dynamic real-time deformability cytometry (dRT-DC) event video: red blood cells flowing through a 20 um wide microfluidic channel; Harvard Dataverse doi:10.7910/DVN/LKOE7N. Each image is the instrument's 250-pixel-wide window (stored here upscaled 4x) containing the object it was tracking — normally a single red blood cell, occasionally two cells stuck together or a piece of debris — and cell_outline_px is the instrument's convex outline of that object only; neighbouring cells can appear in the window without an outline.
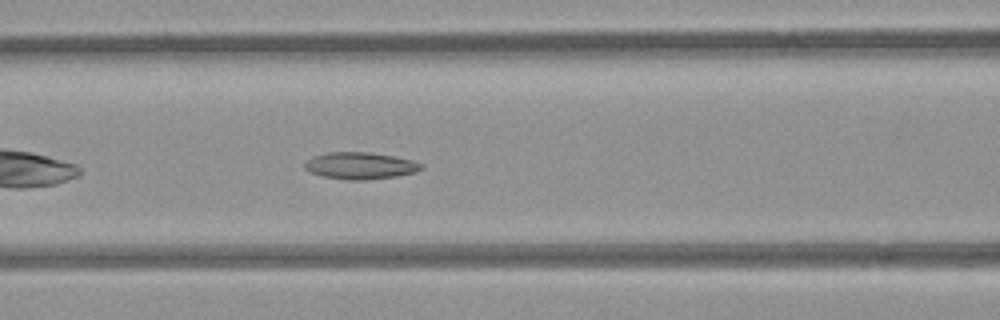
{"species": "common noctule bat (a hibernating species)", "species_latin": "Nyctalus noctula", "temperature_condition": "room temperature", "stored_images_in_passage": 40, "camera_frame_rate_fps": 3000, "um_per_image_px": 0.085, "animal": {"sex": "female", "body_mass_g": 21.9}, "frame": {"image": 1, "passage_image": 9, "time_ms": 2.667, "image_size_px": [1000, 320], "cell_outline_px": [[424, 168], [416, 172], [396, 176], [368, 180], [348, 180], [324, 176], [308, 172], [304, 168], [304, 164], [312, 156], [328, 152], [368, 152], [396, 156], [412, 160], [424, 164]], "centroid_in_image_um": [30.64, 14.08], "position_along_channel_um": 136.0, "area_um2": 18.44}}
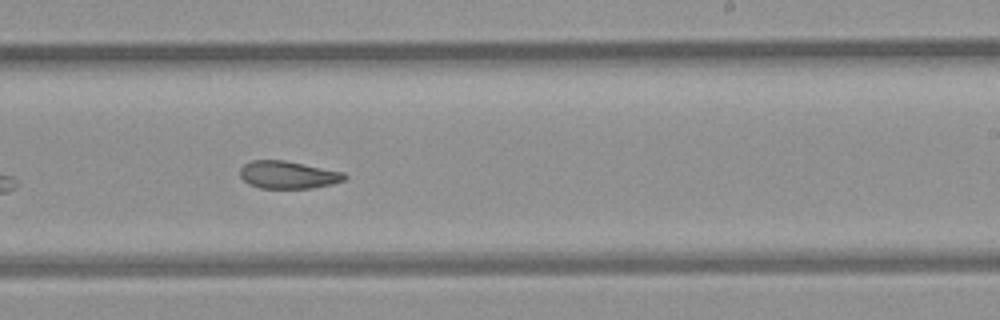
{"frame": {"image": 2, "passage_image": 19, "time_ms": 6.0, "image_size_px": [1000, 320], "cell_outline_px": [[348, 176], [344, 180], [332, 184], [312, 188], [260, 188], [248, 184], [240, 176], [240, 168], [244, 164], [252, 160], [284, 160], [344, 172]], "centroid_in_image_um": [24.48, 14.86], "position_along_channel_um": 264.5, "area_um2": 16.82}}
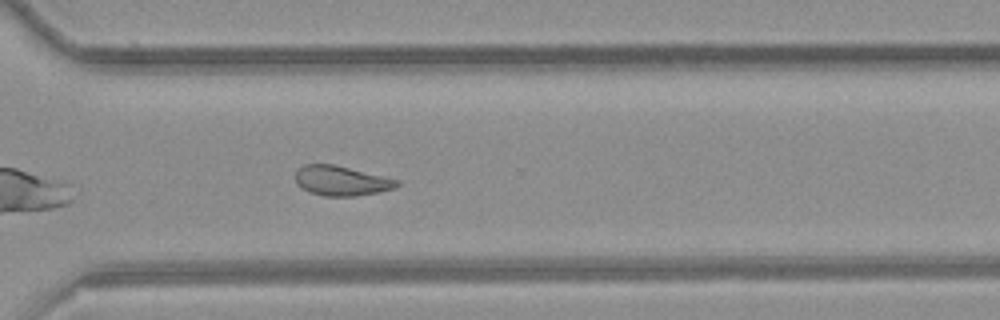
{"frame": {"image": 3, "passage_image": 25, "time_ms": 8.0, "image_size_px": [1000, 320], "cell_outline_px": [[400, 184], [396, 188], [356, 196], [324, 196], [308, 192], [296, 184], [296, 172], [304, 164], [332, 164], [400, 180]], "centroid_in_image_um": [29.01, 15.37], "position_along_channel_um": 341.6, "area_um2": 17.51}, "authors_computed_cell_mechanics": {"area_um2": 18.207, "velocity_mm_per_s": 3.8625, "shape_relaxation_time_tau1_ms": null, "shape_relaxation_time_tau2_ms": 5.6934, "deformation_change_tau1": null, "deformation_change_tau2": 0.1266}}